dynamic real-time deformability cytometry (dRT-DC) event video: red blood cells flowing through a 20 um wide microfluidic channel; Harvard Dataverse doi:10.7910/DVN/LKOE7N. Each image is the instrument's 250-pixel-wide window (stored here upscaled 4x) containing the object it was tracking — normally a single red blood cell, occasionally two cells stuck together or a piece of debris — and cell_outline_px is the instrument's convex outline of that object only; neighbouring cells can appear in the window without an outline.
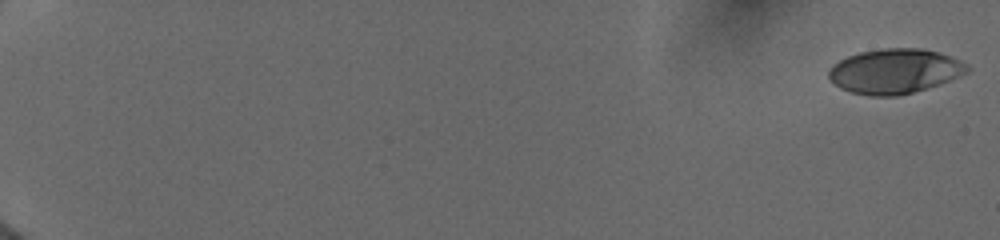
{"species": "human", "species_latin": "Homo sapiens", "temperature_condition": "cold", "stored_images_in_passage": 12, "camera_frame_rate_fps": 3000, "um_per_image_px": 0.085, "donor": {"sex": "female"}, "frame": {"image": 1, "passage_image": 1, "time_ms": 0.0, "image_size_px": [1000, 240], "cell_outline_px": [[968, 72], [940, 84], [912, 92], [896, 96], [872, 96], [852, 92], [840, 88], [828, 80], [828, 68], [832, 64], [848, 56], [860, 52], [884, 48], [924, 48], [960, 60], [968, 64]], "centroid_in_image_um": [76.01, 6.05], "position_along_channel_um": 9.0, "area_um2": 36.07}}